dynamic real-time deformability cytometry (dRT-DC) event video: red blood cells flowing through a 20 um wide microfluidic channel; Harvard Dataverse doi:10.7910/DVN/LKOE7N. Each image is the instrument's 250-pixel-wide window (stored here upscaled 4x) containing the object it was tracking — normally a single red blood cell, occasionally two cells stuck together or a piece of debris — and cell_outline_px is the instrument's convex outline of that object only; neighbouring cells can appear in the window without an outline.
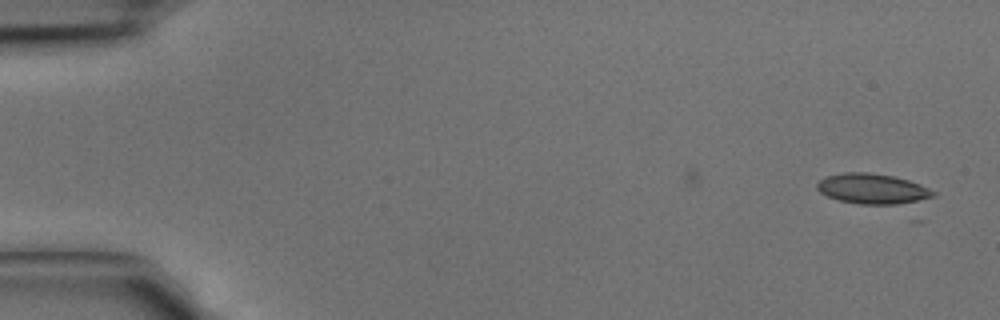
{"species": "common noctule bat (a hibernating species)", "species_latin": "Nyctalus noctula", "temperature_condition": "cold", "stored_images_in_passage": 13, "camera_frame_rate_fps": 3000, "um_per_image_px": 0.085, "animal": {"sex": "male", "body_mass_g": 15.6}, "frame": {"image": 1, "passage_image": 1, "time_ms": 0.0, "image_size_px": [1000, 320], "cell_outline_px": [[936, 196], [908, 204], [860, 204], [840, 200], [828, 196], [820, 192], [816, 188], [816, 184], [824, 176], [844, 172], [868, 172], [892, 176], [908, 180], [920, 184], [936, 192]], "centroid_in_image_um": [74.18, 16.05], "position_along_channel_um": 10.8, "area_um2": 20.63}}
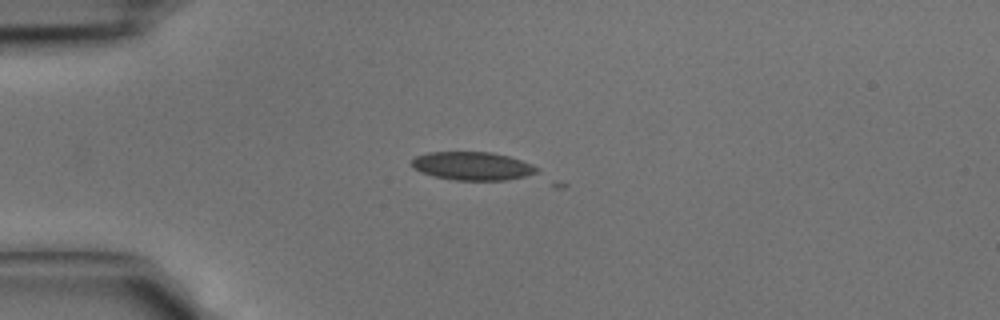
{"frame": {"image": 2, "passage_image": 10, "time_ms": 3.0, "image_size_px": [1000, 320], "cell_outline_px": [[540, 168], [536, 172], [524, 176], [508, 180], [456, 180], [432, 176], [420, 172], [412, 168], [412, 160], [416, 156], [428, 152], [492, 152], [508, 156], [532, 164]], "centroid_in_image_um": [40.13, 14.11], "position_along_channel_um": 44.9, "area_um2": 20.63}}